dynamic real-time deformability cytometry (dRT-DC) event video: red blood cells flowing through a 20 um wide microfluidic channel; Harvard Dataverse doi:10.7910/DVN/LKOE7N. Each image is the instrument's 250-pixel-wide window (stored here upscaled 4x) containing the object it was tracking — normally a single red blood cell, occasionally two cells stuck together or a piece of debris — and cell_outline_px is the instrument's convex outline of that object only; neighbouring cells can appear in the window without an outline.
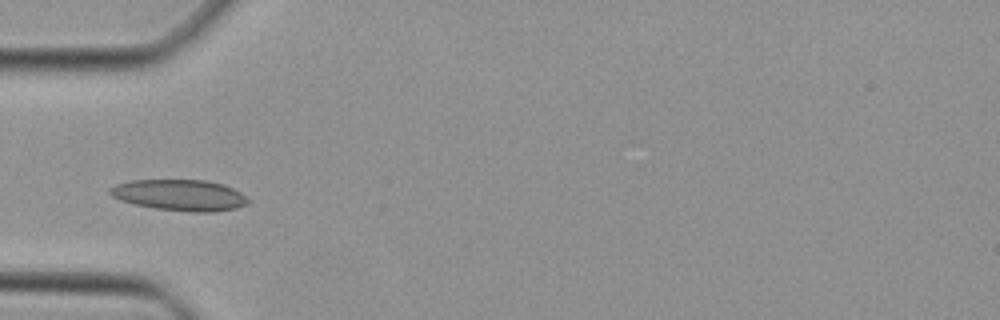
{"species": "Egyptian fruit bat (a non-hibernating species)", "species_latin": "Rousettus aegyptiacus", "temperature_condition": "cold", "stored_images_in_passage": 35, "camera_frame_rate_fps": 3000, "um_per_image_px": 0.085, "animal": {"sex": "female"}, "frame": {"image": 1, "passage_image": 3, "time_ms": 0.667, "image_size_px": [1000, 320], "cell_outline_px": [[248, 204], [236, 208], [216, 212], [192, 212], [156, 208], [136, 204], [120, 200], [112, 196], [108, 192], [108, 188], [116, 184], [132, 180], [204, 180], [224, 184], [240, 192], [248, 200]], "centroid_in_image_um": [15.27, 16.58], "position_along_channel_um": 69.7, "area_um2": 24.97}}
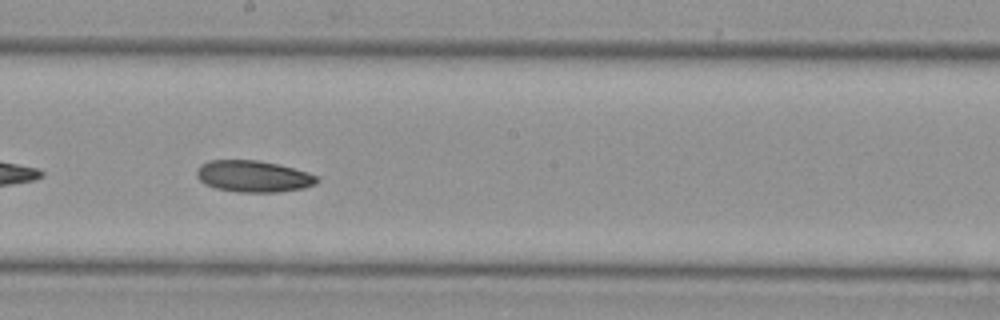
{"frame": {"image": 2, "passage_image": 14, "time_ms": 4.333, "image_size_px": [1000, 320], "cell_outline_px": [[320, 180], [316, 184], [304, 188], [276, 192], [236, 192], [216, 188], [204, 184], [196, 176], [196, 172], [200, 164], [208, 160], [256, 160], [276, 164], [308, 172], [316, 176]], "centroid_in_image_um": [21.51, 14.99], "position_along_channel_um": 226.7, "area_um2": 22.14}}
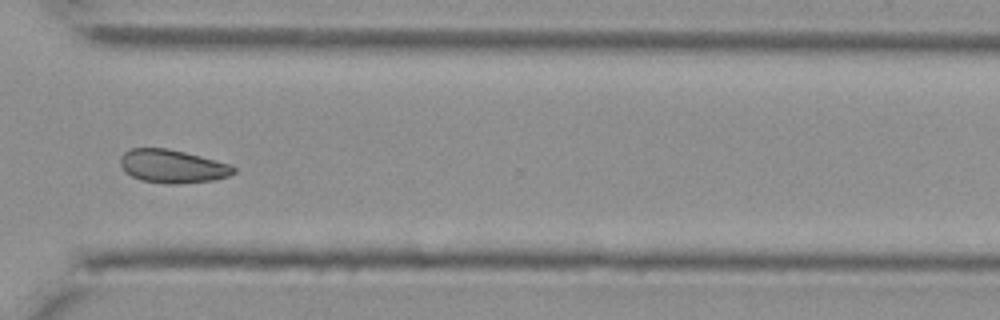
{"frame": {"image": 3, "passage_image": 23, "time_ms": 7.333, "image_size_px": [1000, 320], "cell_outline_px": [[236, 172], [228, 176], [212, 180], [172, 184], [140, 180], [124, 172], [120, 164], [120, 156], [124, 152], [132, 148], [168, 148], [232, 164], [236, 168]], "centroid_in_image_um": [14.65, 14.12], "position_along_channel_um": 356.0, "area_um2": 21.96}}